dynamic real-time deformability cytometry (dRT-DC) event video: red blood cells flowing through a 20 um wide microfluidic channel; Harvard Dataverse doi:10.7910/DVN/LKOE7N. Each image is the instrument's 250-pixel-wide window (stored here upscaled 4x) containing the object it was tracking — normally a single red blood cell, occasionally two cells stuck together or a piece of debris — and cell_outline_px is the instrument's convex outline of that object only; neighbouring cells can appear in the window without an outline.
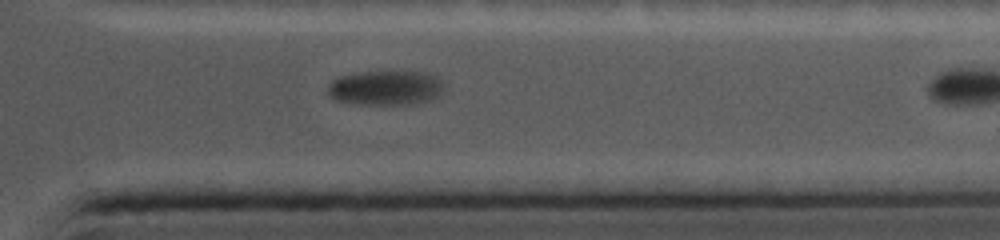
{"species": "common noctule bat (a hibernating species)", "species_latin": "Nyctalus noctula", "temperature_condition": "cold", "stored_images_in_passage": 24, "camera_frame_rate_fps": 5000, "um_per_image_px": 0.085, "animal": {"sex": "female", "body_mass_g": 19.0, "forearm_length_mm": 56.7}, "frame": {"image": 1, "passage_image": 21, "time_ms": 6.8, "image_size_px": [1000, 240], "cell_outline_px": [[444, 80], [440, 92], [436, 96], [428, 100], [384, 104], [368, 104], [340, 100], [332, 96], [328, 92], [328, 84], [332, 80], [340, 76], [360, 72], [424, 72], [436, 76]], "centroid_in_image_um": [32.77, 7.42], "position_along_channel_um": 378.6, "area_um2": 22.54}}